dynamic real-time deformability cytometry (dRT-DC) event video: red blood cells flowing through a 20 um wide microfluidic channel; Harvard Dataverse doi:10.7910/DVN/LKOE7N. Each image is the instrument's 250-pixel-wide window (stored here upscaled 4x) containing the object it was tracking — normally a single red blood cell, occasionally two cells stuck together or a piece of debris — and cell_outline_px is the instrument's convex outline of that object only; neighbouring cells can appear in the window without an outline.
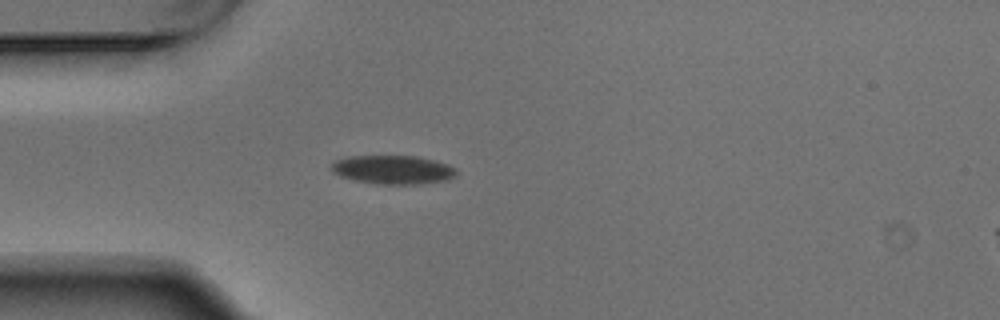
{"species": "Egyptian fruit bat (a non-hibernating species)", "species_latin": "Rousettus aegyptiacus", "temperature_condition": "warm", "stored_images_in_passage": 6, "segment_of_instrument_passage": [1, 2], "camera_frame_rate_fps": 3000, "um_per_image_px": 0.085, "animal": {"sex": "male"}, "frame": {"image": 1, "passage_image": 5, "time_ms": 1.333, "image_size_px": [1000, 320], "cell_outline_px": [[456, 176], [448, 180], [420, 184], [376, 184], [356, 180], [340, 176], [332, 172], [332, 164], [336, 160], [348, 156], [416, 156], [436, 160], [448, 164], [456, 168]], "centroid_in_image_um": [33.44, 14.42], "position_along_channel_um": 51.6, "area_um2": 21.04}}